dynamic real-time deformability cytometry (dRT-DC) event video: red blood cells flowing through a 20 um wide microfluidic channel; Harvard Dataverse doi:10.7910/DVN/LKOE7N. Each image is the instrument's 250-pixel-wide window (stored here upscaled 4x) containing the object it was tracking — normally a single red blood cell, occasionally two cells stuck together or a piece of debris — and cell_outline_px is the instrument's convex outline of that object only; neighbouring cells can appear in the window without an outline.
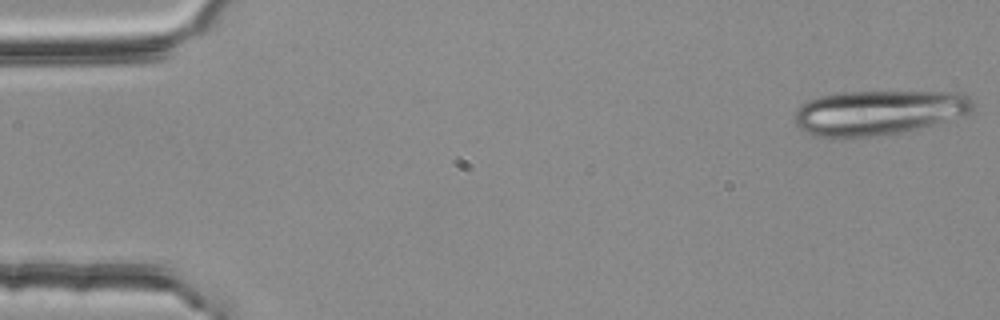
{"species": "common noctule bat (a hibernating species)", "species_latin": "Nyctalus noctula", "temperature_condition": "room temperature", "stored_images_in_passage": 45, "segment_of_instrument_passage": [1, 2], "camera_frame_rate_fps": 3000, "um_per_image_px": 0.085, "animal": {"sex": "female", "body_mass_g": 25.1}, "frame": {"image": 1, "passage_image": 1, "time_ms": 0.0, "image_size_px": [1000, 320], "cell_outline_px": [[972, 108], [968, 112], [932, 124], [916, 128], [880, 136], [836, 140], [816, 136], [800, 128], [796, 124], [792, 116], [796, 108], [800, 104], [808, 100], [820, 96], [836, 92], [960, 92], [968, 96], [972, 100]], "centroid_in_image_um": [74.52, 9.58], "position_along_channel_um": 10.5, "area_um2": 46.7}}